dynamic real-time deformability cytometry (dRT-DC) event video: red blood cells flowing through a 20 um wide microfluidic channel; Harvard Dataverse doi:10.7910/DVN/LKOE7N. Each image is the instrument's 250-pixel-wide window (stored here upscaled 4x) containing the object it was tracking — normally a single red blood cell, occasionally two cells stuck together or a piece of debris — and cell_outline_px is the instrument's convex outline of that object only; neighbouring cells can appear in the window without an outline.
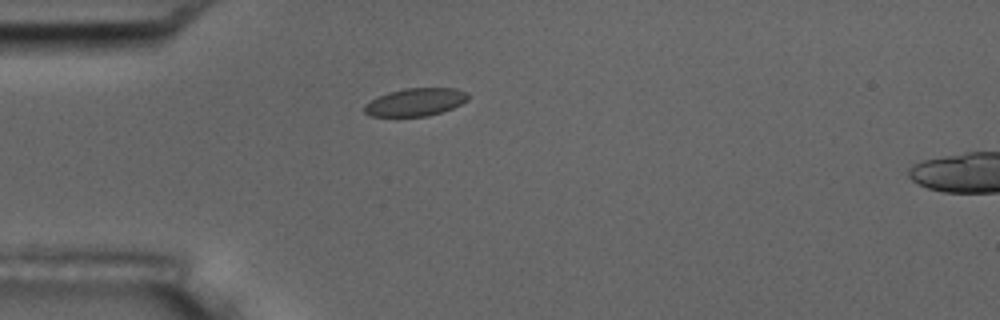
{"species": "common noctule bat (a hibernating species)", "species_latin": "Nyctalus noctula", "temperature_condition": "room temperature", "stored_images_in_passage": 1, "camera_frame_rate_fps": 3000, "um_per_image_px": 0.085, "animal": {"sex": "male", "body_mass_g": 17.5, "forearm_length_mm": 52.3}, "frame": {"image": 1, "passage_image": 1, "time_ms": 0.0, "image_size_px": [1000, 320], "cell_outline_px": [[468, 100], [452, 108], [428, 116], [396, 120], [368, 116], [364, 112], [364, 104], [388, 92], [404, 88], [456, 88], [468, 92]], "centroid_in_image_um": [35.24, 8.74], "position_along_channel_um": 49.8, "area_um2": 17.63}}